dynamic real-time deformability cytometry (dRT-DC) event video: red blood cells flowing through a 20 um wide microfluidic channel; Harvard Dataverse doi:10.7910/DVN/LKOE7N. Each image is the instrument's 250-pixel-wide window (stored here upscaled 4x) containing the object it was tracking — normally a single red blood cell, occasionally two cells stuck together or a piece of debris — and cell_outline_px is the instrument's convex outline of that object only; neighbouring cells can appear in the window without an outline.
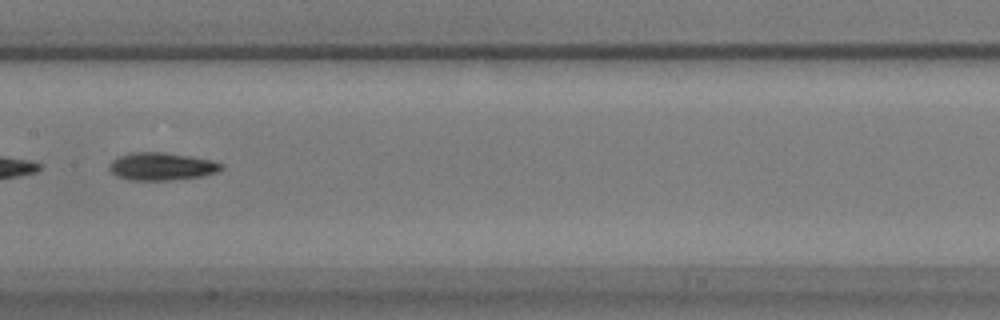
{"species": "common noctule bat (a hibernating species)", "species_latin": "Nyctalus noctula", "temperature_condition": "warm", "stored_images_in_passage": 37, "camera_frame_rate_fps": 3000, "um_per_image_px": 0.085, "animal": {"sex": "male", "body_mass_g": 17.9}, "frame": {"image": 1, "passage_image": 11, "time_ms": 3.333, "image_size_px": [1000, 320], "cell_outline_px": [[224, 168], [216, 172], [200, 176], [172, 180], [128, 180], [116, 176], [108, 168], [108, 164], [112, 160], [128, 152], [164, 152], [192, 156], [212, 160], [224, 164]], "centroid_in_image_um": [13.72, 14.14], "position_along_channel_um": 193.7, "area_um2": 18.26}, "authors_computed_cell_mechanics": {"area_um2": 17.3978, "velocity_mm_per_s": 3.7364, "shape_relaxation_time_tau1_ms": 3.2338, "shape_relaxation_time_tau2_ms": 7.6099, "deformation_change_tau1": 0.1294, "deformation_change_tau2": 0.1636}}